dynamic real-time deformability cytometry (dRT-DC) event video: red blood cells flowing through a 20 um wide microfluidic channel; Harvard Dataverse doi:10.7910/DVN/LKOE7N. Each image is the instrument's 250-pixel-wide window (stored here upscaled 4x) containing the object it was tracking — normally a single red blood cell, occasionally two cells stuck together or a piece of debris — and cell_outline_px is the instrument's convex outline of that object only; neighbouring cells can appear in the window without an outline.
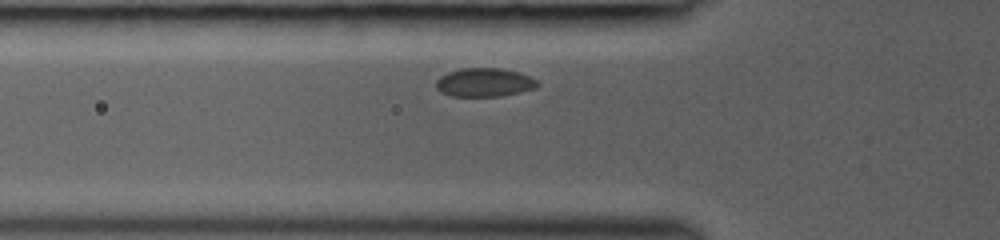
{"species": "common noctule bat (a hibernating species)", "species_latin": "Nyctalus noctula", "temperature_condition": "room temperature", "stored_images_in_passage": 29, "camera_frame_rate_fps": 3000, "um_per_image_px": 0.085, "animal": {"sex": "female", "body_mass_g": 19.0, "forearm_length_mm": 53.3}, "frame": {"image": 1, "passage_image": 5, "time_ms": 1.333, "image_size_px": [1000, 240], "cell_outline_px": [[540, 84], [536, 88], [520, 92], [500, 96], [452, 96], [440, 92], [436, 88], [436, 80], [440, 76], [448, 72], [460, 68], [500, 68], [520, 72], [536, 80]], "centroid_in_image_um": [41.16, 7.0], "position_along_channel_um": 84.6, "area_um2": 16.99}}
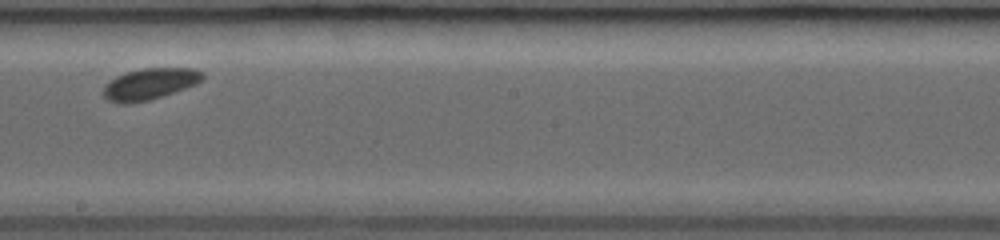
{"frame": {"image": 2, "passage_image": 16, "time_ms": 5.0, "image_size_px": [1000, 240], "cell_outline_px": [[204, 76], [196, 84], [148, 100], [128, 104], [120, 104], [108, 100], [100, 92], [104, 84], [108, 80], [124, 72], [144, 68], [196, 68], [204, 72]], "centroid_in_image_um": [12.65, 7.12], "position_along_channel_um": 235.5, "area_um2": 18.26}}
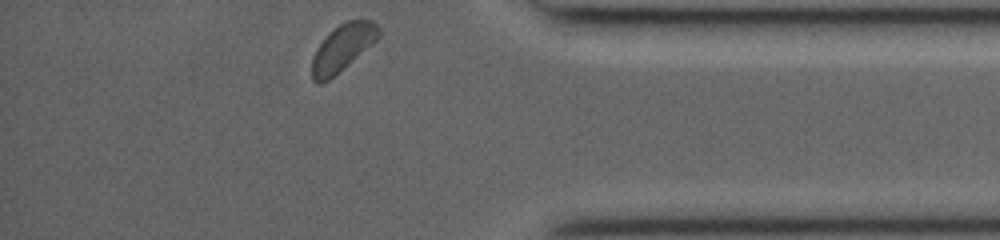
{"frame": {"image": 3, "passage_image": 29, "time_ms": 9.333, "image_size_px": [1000, 240], "cell_outline_px": [[380, 36], [372, 44], [328, 80], [320, 84], [316, 84], [312, 80], [312, 56], [316, 48], [328, 32], [340, 24], [348, 20], [372, 20], [380, 28]], "centroid_in_image_um": [29.09, 4.05], "position_along_channel_um": 406.1, "area_um2": 18.03}}